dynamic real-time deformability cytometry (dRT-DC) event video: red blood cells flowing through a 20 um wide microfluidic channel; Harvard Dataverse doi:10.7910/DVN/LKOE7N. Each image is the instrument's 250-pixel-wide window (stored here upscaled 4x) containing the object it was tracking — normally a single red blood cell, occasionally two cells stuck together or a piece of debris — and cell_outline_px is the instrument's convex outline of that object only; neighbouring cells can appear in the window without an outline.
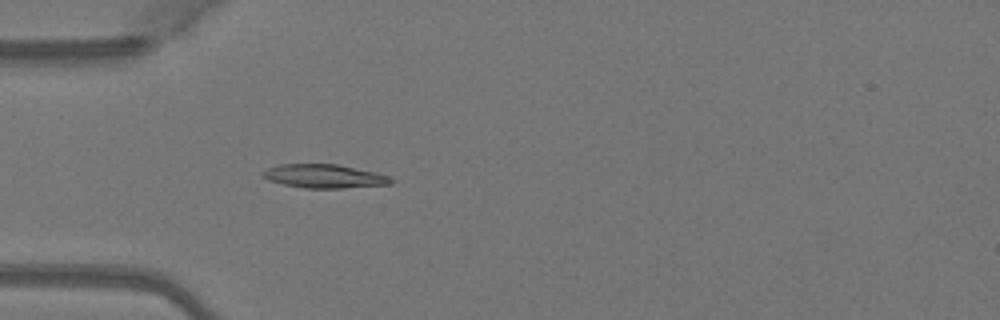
{"species": "Egyptian fruit bat (a non-hibernating species)", "species_latin": "Rousettus aegyptiacus", "temperature_condition": "warm", "stored_images_in_passage": 36, "camera_frame_rate_fps": 3000, "um_per_image_px": 0.085, "animal": {"sex": "female"}, "frame": {"image": 1, "passage_image": 3, "time_ms": 0.667, "image_size_px": [1000, 320], "cell_outline_px": [[396, 180], [392, 184], [344, 188], [304, 188], [284, 184], [268, 180], [260, 172], [268, 168], [280, 164], [336, 164], [376, 172], [388, 176]], "centroid_in_image_um": [27.59, 14.98], "position_along_channel_um": 57.4, "area_um2": 17.69}}
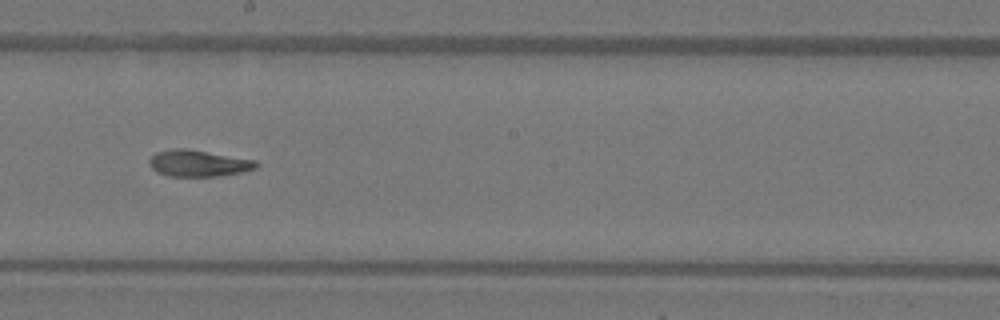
{"frame": {"image": 2, "passage_image": 16, "time_ms": 5.0, "image_size_px": [1000, 320], "cell_outline_px": [[260, 164], [256, 168], [240, 172], [220, 176], [168, 176], [156, 172], [148, 164], [148, 160], [156, 152], [176, 148], [184, 148], [256, 160]], "centroid_in_image_um": [16.84, 13.88], "position_along_channel_um": 231.4, "area_um2": 16.47}}
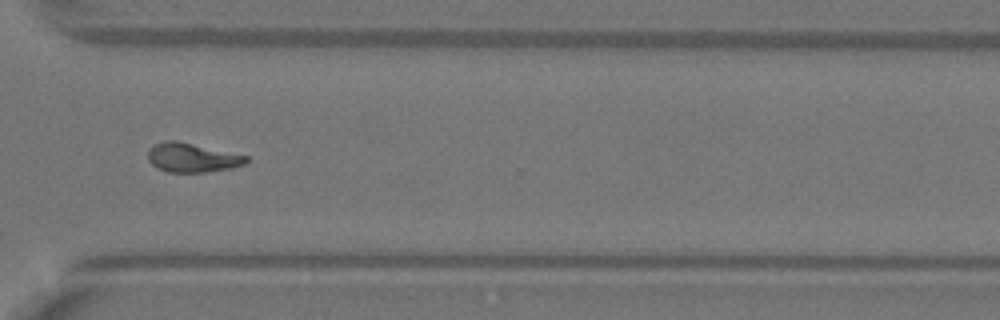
{"frame": {"image": 3, "passage_image": 25, "time_ms": 8.0, "image_size_px": [1000, 320], "cell_outline_px": [[248, 160], [244, 164], [232, 168], [208, 172], [168, 172], [156, 168], [148, 160], [148, 148], [152, 144], [164, 140], [176, 140], [248, 156]], "centroid_in_image_um": [16.28, 13.39], "position_along_channel_um": 354.3, "area_um2": 16.82}, "authors_computed_cell_mechanics": {"area_um2": 16.3285, "velocity_mm_per_s": 4.1082, "shape_relaxation_time_tau1_ms": 9.787, "shape_relaxation_time_tau2_ms": 4.6979, "deformation_change_tau1": 0.248, "deformation_change_tau2": 0.0947}}